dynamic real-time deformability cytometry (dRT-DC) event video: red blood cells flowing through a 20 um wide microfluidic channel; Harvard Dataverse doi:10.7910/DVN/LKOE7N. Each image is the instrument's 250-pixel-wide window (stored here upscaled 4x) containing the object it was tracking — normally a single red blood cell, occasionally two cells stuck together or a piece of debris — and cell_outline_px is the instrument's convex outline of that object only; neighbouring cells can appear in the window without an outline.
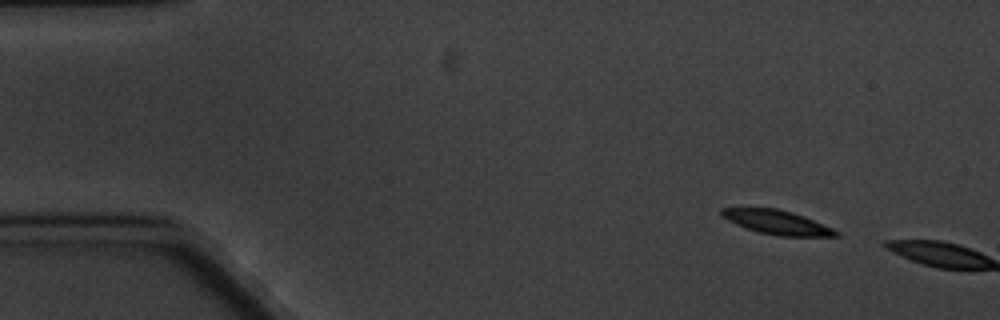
{"species": "common noctule bat (a hibernating species)", "species_latin": "Nyctalus noctula", "temperature_condition": "cold", "stored_images_in_passage": 2, "camera_frame_rate_fps": 3000, "um_per_image_px": 0.085, "animal": {"sex": "male", "body_mass_g": 20.1, "forearm_length_mm": 53.5}, "frame": {"image": 1, "passage_image": 1, "time_ms": 0.0, "image_size_px": [1000, 320], "cell_outline_px": [[840, 236], [780, 236], [756, 232], [736, 224], [720, 216], [720, 208], [776, 208], [792, 212], [804, 216], [832, 228], [840, 232]], "centroid_in_image_um": [66.03, 18.89], "position_along_channel_um": 19.0, "area_um2": 16.07}}